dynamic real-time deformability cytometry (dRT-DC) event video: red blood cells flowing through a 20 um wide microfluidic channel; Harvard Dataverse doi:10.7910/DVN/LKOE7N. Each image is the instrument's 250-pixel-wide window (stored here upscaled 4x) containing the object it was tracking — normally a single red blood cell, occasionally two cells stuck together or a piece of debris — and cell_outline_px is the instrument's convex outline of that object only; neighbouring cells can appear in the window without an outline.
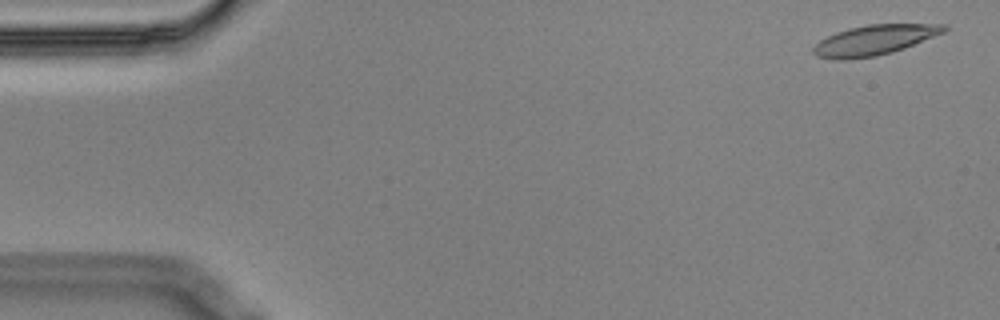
{"species": "Egyptian fruit bat (a non-hibernating species)", "species_latin": "Rousettus aegyptiacus", "temperature_condition": "cold", "stored_images_in_passage": 11, "camera_frame_rate_fps": 3000, "um_per_image_px": 0.085, "animal": {"sex": "male"}, "frame": {"image": 1, "passage_image": 2, "time_ms": 0.333, "image_size_px": [1000, 320], "cell_outline_px": [[948, 28], [944, 32], [904, 48], [892, 52], [876, 56], [844, 60], [840, 60], [816, 56], [812, 52], [812, 48], [820, 40], [836, 32], [848, 28], [868, 24], [948, 24]], "centroid_in_image_um": [74.3, 3.4], "position_along_channel_um": 10.7, "area_um2": 22.83}}